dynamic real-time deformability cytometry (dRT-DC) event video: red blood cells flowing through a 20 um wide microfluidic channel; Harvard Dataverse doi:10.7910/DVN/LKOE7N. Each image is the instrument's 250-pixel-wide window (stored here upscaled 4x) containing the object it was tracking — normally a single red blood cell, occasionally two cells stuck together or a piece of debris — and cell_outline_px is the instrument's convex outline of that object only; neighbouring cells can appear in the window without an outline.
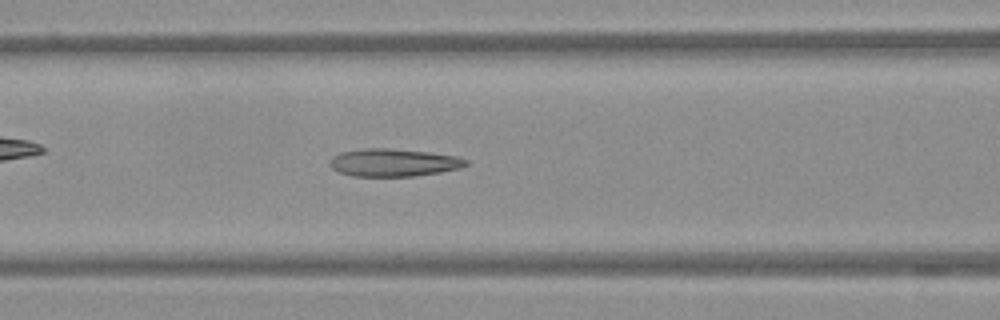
{"species": "Egyptian fruit bat (a non-hibernating species)", "species_latin": "Rousettus aegyptiacus", "temperature_condition": "warm", "stored_images_in_passage": 54, "camera_frame_rate_fps": 3000, "um_per_image_px": 0.085, "frame": {"image": 1, "passage_image": 22, "time_ms": 7.0, "image_size_px": [1000, 320], "cell_outline_px": [[468, 164], [460, 168], [440, 172], [412, 176], [352, 176], [340, 172], [332, 168], [332, 156], [340, 152], [364, 148], [384, 148], [428, 152], [456, 156], [468, 160]], "centroid_in_image_um": [33.46, 13.81], "position_along_channel_um": 133.1, "area_um2": 21.73}}
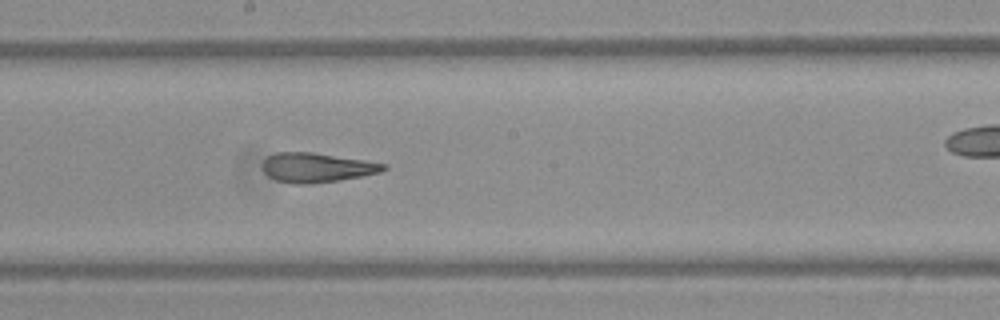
{"frame": {"image": 2, "passage_image": 29, "time_ms": 9.333, "image_size_px": [1000, 320], "cell_outline_px": [[388, 168], [380, 172], [340, 180], [312, 184], [296, 184], [276, 180], [268, 176], [264, 172], [264, 160], [268, 156], [276, 152], [312, 152], [364, 160], [388, 164]], "centroid_in_image_um": [26.93, 14.24], "position_along_channel_um": 221.3, "area_um2": 20.69}}
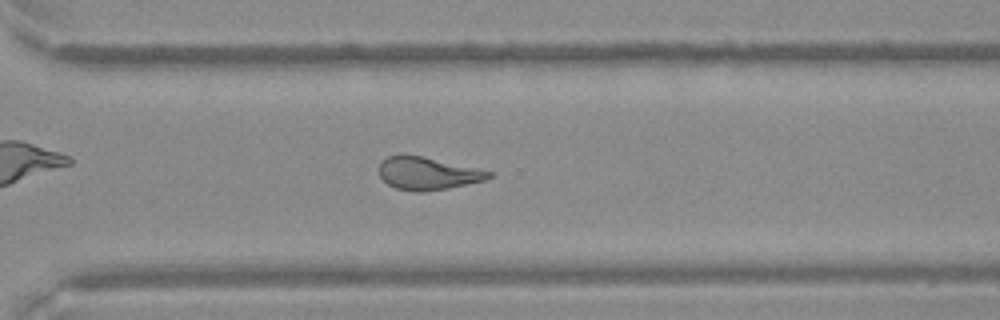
{"frame": {"image": 3, "passage_image": 38, "time_ms": 12.333, "image_size_px": [1000, 320], "cell_outline_px": [[492, 176], [484, 180], [448, 188], [424, 192], [416, 192], [396, 188], [388, 184], [380, 176], [380, 164], [388, 156], [420, 156], [476, 168], [492, 172]], "centroid_in_image_um": [36.35, 14.76], "position_along_channel_um": 334.2, "area_um2": 20.29}}